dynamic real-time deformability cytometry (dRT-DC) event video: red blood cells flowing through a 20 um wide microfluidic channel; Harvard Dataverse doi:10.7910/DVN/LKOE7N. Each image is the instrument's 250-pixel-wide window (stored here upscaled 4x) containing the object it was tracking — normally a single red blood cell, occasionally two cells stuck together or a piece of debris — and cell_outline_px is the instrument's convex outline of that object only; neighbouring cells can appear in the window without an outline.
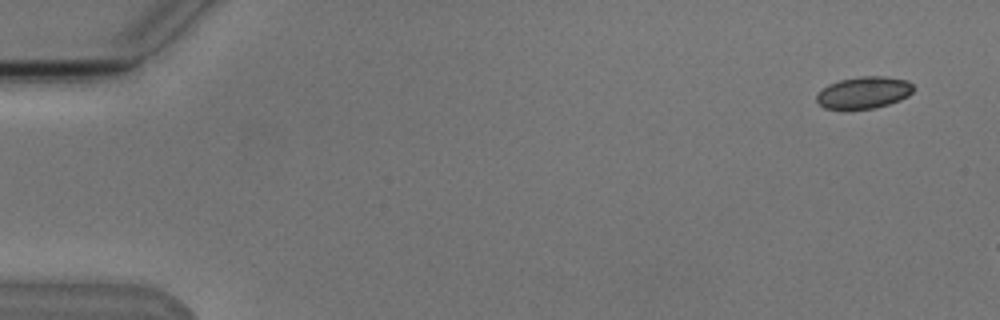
{"species": "Egyptian fruit bat (a non-hibernating species)", "species_latin": "Rousettus aegyptiacus", "temperature_condition": "cold", "stored_images_in_passage": 4, "camera_frame_rate_fps": 3000, "um_per_image_px": 0.085, "animal": {"sex": "male"}, "frame": {"image": 1, "passage_image": 1, "time_ms": 0.0, "image_size_px": [1000, 320], "cell_outline_px": [[916, 88], [908, 96], [900, 100], [888, 104], [872, 108], [824, 108], [816, 100], [816, 96], [828, 84], [840, 80], [860, 76], [884, 76], [908, 80]], "centroid_in_image_um": [73.47, 7.84], "position_along_channel_um": 11.5, "area_um2": 17.8}}